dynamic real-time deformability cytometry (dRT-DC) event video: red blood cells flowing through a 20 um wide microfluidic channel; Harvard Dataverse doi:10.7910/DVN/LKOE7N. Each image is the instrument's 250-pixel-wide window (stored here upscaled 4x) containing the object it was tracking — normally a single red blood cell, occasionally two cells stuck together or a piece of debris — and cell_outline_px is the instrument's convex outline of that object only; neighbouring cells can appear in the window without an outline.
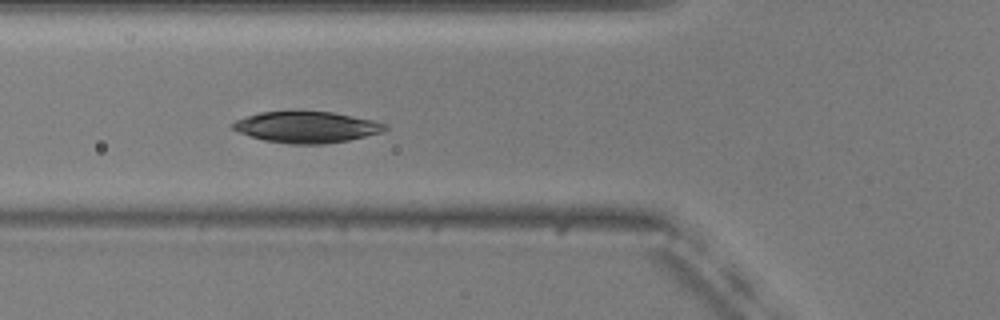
{"species": "common noctule bat (a hibernating species)", "species_latin": "Nyctalus noctula", "temperature_condition": "warm", "stored_images_in_passage": 23, "camera_frame_rate_fps": 3000, "um_per_image_px": 0.085, "animal": {"sex": "male", "body_mass_g": 20.5, "forearm_length_mm": 52.5}, "frame": {"image": 1, "passage_image": 15, "time_ms": 4.667, "image_size_px": [1000, 320], "cell_outline_px": [[388, 128], [380, 132], [348, 140], [324, 144], [292, 144], [264, 140], [240, 132], [232, 128], [228, 124], [236, 120], [260, 112], [332, 112], [372, 120], [388, 124]], "centroid_in_image_um": [26.05, 10.81], "position_along_channel_um": 99.7, "area_um2": 27.28}}
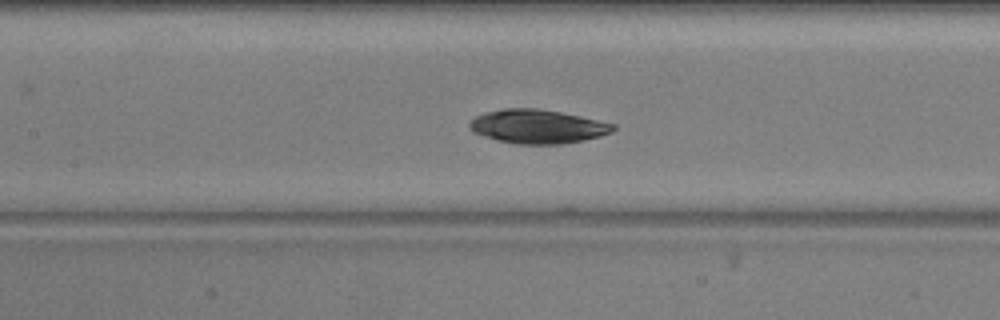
{"frame": {"image": 2, "passage_image": 20, "time_ms": 6.333, "image_size_px": [1000, 320], "cell_outline_px": [[616, 128], [612, 132], [600, 136], [584, 140], [560, 144], [516, 144], [484, 136], [472, 132], [468, 128], [468, 124], [476, 116], [484, 112], [504, 108], [536, 108], [560, 112], [580, 116], [616, 124]], "centroid_in_image_um": [45.69, 10.75], "position_along_channel_um": 161.7, "area_um2": 28.32}}